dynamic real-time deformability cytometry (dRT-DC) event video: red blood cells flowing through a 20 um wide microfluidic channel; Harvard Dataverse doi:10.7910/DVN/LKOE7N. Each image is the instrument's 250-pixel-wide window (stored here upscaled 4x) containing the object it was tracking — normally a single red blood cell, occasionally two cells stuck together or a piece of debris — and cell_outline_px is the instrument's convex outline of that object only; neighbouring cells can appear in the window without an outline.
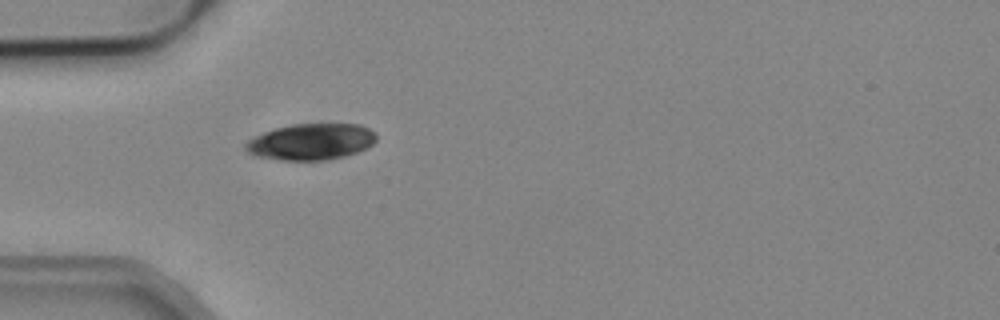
{"species": "common noctule bat (a hibernating species)", "species_latin": "Nyctalus noctula", "temperature_condition": "cold", "stored_images_in_passage": 4, "camera_frame_rate_fps": 3000, "um_per_image_px": 0.085, "animal": {"sex": "male", "body_mass_g": 19.2, "forearm_length_mm": 51.8}, "frame": {"image": 1, "passage_image": 4, "time_ms": 1.0, "image_size_px": [1000, 320], "cell_outline_px": [[376, 140], [372, 144], [356, 152], [344, 156], [328, 160], [280, 160], [256, 156], [248, 152], [244, 148], [244, 144], [248, 140], [264, 132], [276, 128], [292, 124], [360, 124], [376, 132]], "centroid_in_image_um": [26.43, 12.05], "position_along_channel_um": 58.6, "area_um2": 27.57}}